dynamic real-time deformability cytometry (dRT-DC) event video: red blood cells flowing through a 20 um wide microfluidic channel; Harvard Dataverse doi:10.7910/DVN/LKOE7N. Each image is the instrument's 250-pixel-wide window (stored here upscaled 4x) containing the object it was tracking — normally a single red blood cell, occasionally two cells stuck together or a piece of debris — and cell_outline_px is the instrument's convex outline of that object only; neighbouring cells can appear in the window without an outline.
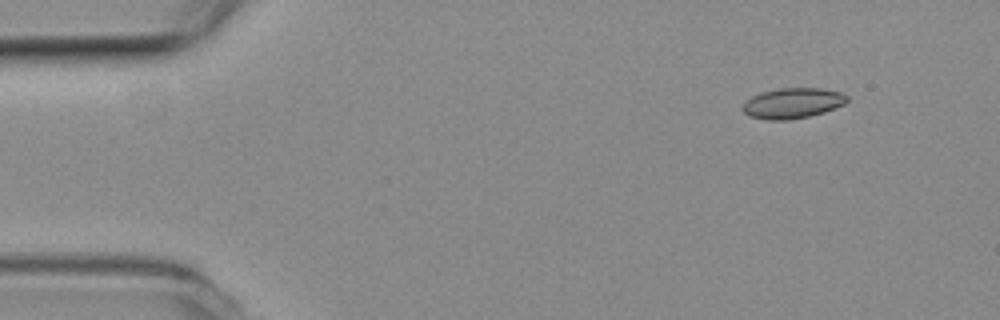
{"species": "common noctule bat (a hibernating species)", "species_latin": "Nyctalus noctula", "temperature_condition": "room temperature", "stored_images_in_passage": 5, "camera_frame_rate_fps": 3000, "um_per_image_px": 0.085, "animal": {"sex": "female", "body_mass_g": 19.3, "forearm_length_mm": 54.1}, "frame": {"image": 1, "passage_image": 1, "time_ms": 0.0, "image_size_px": [1000, 320], "cell_outline_px": [[848, 100], [844, 104], [824, 112], [808, 116], [788, 120], [768, 120], [748, 116], [740, 108], [752, 96], [760, 92], [780, 88], [820, 88], [840, 92], [848, 96]], "centroid_in_image_um": [67.35, 8.77], "position_along_channel_um": 17.6, "area_um2": 18.5}}
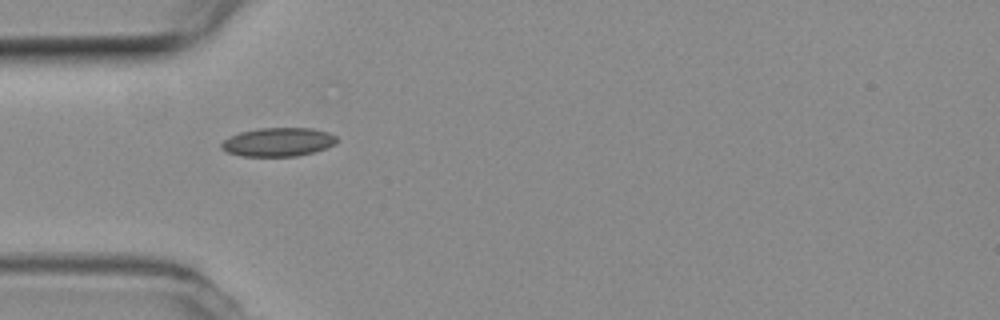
{"frame": {"image": 2, "passage_image": 4, "time_ms": 1.0, "image_size_px": [1000, 320], "cell_outline_px": [[336, 144], [312, 152], [296, 156], [240, 156], [228, 152], [220, 148], [220, 144], [224, 140], [240, 132], [260, 128], [312, 128], [328, 132], [336, 136]], "centroid_in_image_um": [23.63, 12.07], "position_along_channel_um": 61.4, "area_um2": 19.13}}
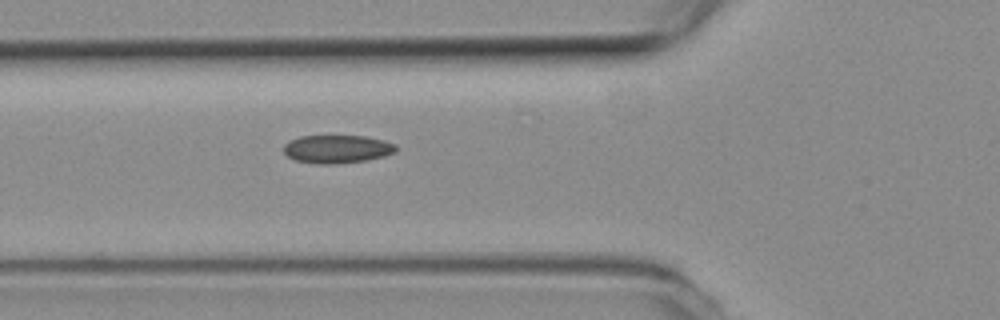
{"frame": {"image": 3, "passage_image": 5, "time_ms": 1.333, "image_size_px": [1000, 320], "cell_outline_px": [[396, 152], [384, 156], [364, 160], [332, 164], [320, 164], [296, 160], [288, 156], [284, 152], [284, 144], [300, 136], [364, 136], [384, 140], [396, 144]], "centroid_in_image_um": [28.67, 12.66], "position_along_channel_um": 97.1, "area_um2": 18.21}}